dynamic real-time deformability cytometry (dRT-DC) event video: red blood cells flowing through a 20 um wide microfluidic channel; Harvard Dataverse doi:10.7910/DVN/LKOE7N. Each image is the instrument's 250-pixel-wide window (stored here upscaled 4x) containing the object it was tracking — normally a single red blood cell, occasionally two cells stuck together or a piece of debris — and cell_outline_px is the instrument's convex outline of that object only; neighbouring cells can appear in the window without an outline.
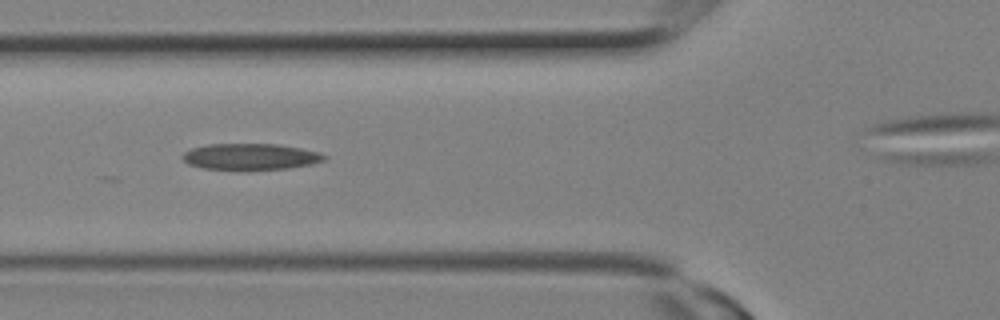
{"species": "Egyptian fruit bat (a non-hibernating species)", "species_latin": "Rousettus aegyptiacus", "temperature_condition": "room temperature", "stored_images_in_passage": 7, "camera_frame_rate_fps": 3000, "um_per_image_px": 0.085, "animal": {"sex": "female"}, "frame": {"image": 1, "passage_image": 6, "time_ms": 1.667, "image_size_px": [1000, 320], "cell_outline_px": [[328, 156], [324, 160], [308, 164], [288, 168], [204, 168], [188, 164], [180, 156], [184, 152], [192, 148], [208, 144], [276, 144], [300, 148], [320, 152]], "centroid_in_image_um": [21.28, 13.28], "position_along_channel_um": 104.5, "area_um2": 21.04}}